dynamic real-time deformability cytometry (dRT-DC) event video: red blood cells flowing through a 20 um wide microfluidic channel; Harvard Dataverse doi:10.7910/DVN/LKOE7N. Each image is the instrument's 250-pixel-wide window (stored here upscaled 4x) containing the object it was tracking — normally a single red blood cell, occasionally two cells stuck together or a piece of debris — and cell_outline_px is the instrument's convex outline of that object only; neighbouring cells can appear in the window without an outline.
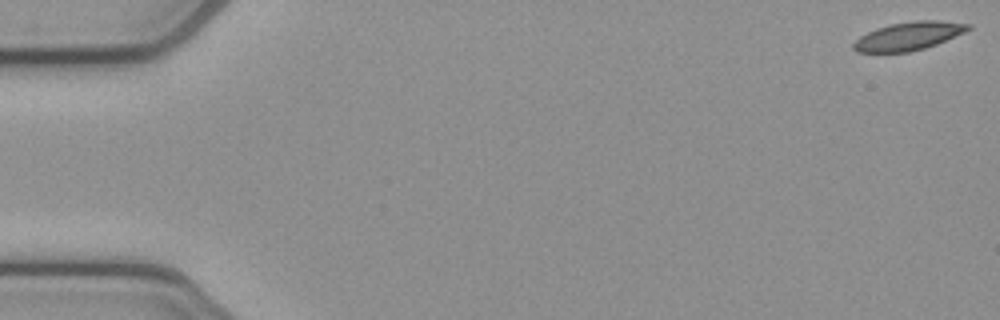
{"species": "common noctule bat (a hibernating species)", "species_latin": "Nyctalus noctula", "temperature_condition": "cold", "stored_images_in_passage": 54, "camera_frame_rate_fps": 3000, "um_per_image_px": 0.085, "animal": {"sex": "female", "body_mass_g": 21.9}, "frame": {"image": 1, "passage_image": 1, "time_ms": 0.0, "image_size_px": [1000, 320], "cell_outline_px": [[972, 28], [964, 32], [936, 44], [924, 48], [908, 52], [856, 52], [852, 48], [852, 44], [860, 36], [876, 28], [892, 24], [916, 20], [936, 20], [972, 24]], "centroid_in_image_um": [77.22, 3.06], "position_along_channel_um": 7.8, "area_um2": 18.73}}
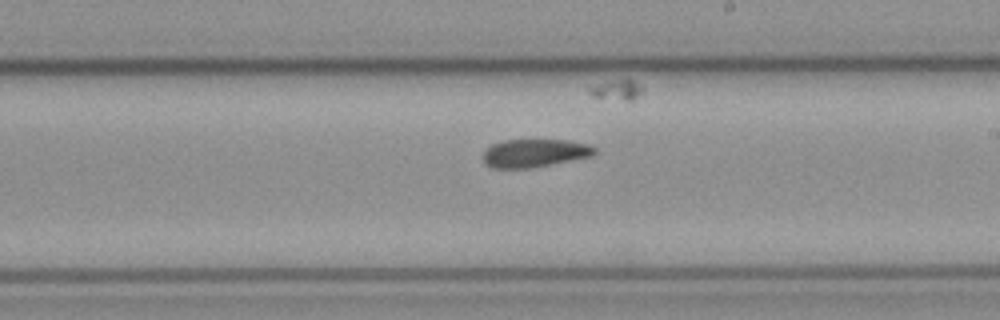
{"frame": {"image": 2, "passage_image": 31, "time_ms": 10.0, "image_size_px": [1000, 320], "cell_outline_px": [[596, 152], [592, 156], [532, 168], [492, 168], [484, 164], [480, 156], [492, 144], [504, 140], [568, 140], [588, 144], [596, 148]], "centroid_in_image_um": [45.41, 13.02], "position_along_channel_um": 243.6, "area_um2": 18.44}}
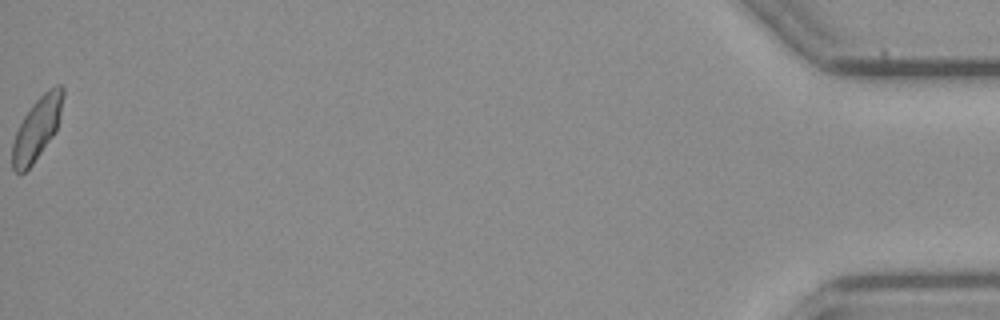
{"frame": {"image": 3, "passage_image": 54, "time_ms": 17.667, "image_size_px": [1000, 320], "cell_outline_px": [[64, 96], [60, 116], [56, 132], [32, 164], [24, 172], [16, 172], [12, 168], [12, 144], [16, 132], [24, 116], [32, 104], [48, 88], [56, 84], [60, 84], [64, 88]], "centroid_in_image_um": [3.16, 10.88], "position_along_channel_um": 432.0, "area_um2": 18.38}, "authors_computed_cell_mechanics": {"area_um2": 18.9006, "velocity_mm_per_s": 3.8355, "shape_relaxation_time_tau1_ms": null, "shape_relaxation_time_tau2_ms": 5.1239, "deformation_change_tau1": null, "deformation_change_tau2": 0.084}}